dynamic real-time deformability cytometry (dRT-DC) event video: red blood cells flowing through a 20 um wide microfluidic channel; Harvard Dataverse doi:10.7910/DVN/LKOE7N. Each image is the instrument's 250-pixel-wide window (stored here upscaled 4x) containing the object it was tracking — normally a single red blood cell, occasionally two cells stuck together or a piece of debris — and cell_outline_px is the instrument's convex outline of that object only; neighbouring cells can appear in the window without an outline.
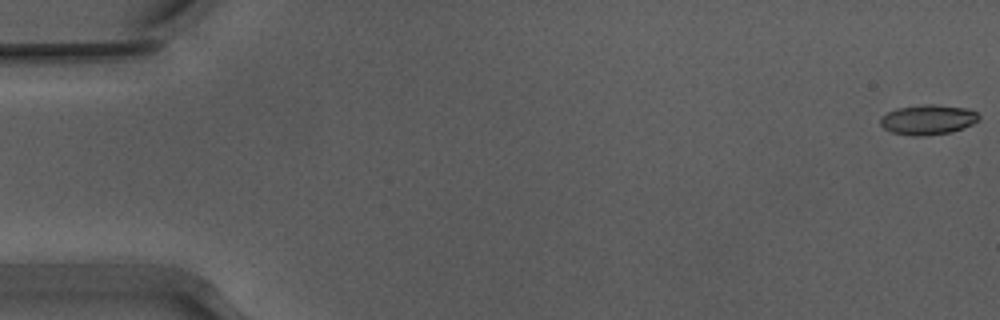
{"species": "Egyptian fruit bat (a non-hibernating species)", "species_latin": "Rousettus aegyptiacus", "temperature_condition": "warm", "stored_images_in_passage": 8, "camera_frame_rate_fps": 3000, "um_per_image_px": 0.085, "animal": {"sex": "male"}, "frame": {"image": 1, "passage_image": 1, "time_ms": 0.0, "image_size_px": [1000, 320], "cell_outline_px": [[980, 120], [972, 124], [952, 132], [924, 136], [912, 136], [892, 132], [884, 128], [880, 124], [880, 116], [896, 108], [924, 104], [932, 104], [968, 108], [976, 112], [980, 116]], "centroid_in_image_um": [78.87, 10.17], "position_along_channel_um": 6.1, "area_um2": 17.34}}